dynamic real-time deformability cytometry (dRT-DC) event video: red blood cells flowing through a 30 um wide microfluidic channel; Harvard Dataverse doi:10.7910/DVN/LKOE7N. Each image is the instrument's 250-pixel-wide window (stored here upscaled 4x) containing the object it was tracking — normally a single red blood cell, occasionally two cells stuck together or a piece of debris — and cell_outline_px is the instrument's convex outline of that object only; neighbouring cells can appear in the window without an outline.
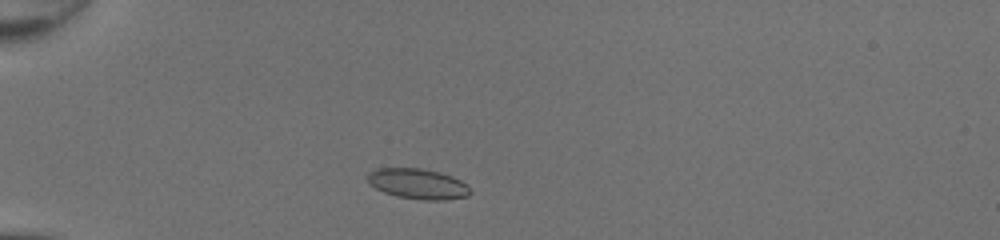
{"species": "common noctule bat (a hibernating species)", "species_latin": "Nyctalus noctula", "temperature_condition": "room temperature", "stored_images_in_passage": 38, "camera_frame_rate_fps": 3000, "um_per_image_px": 0.085, "animal": {"sex": "female", "body_mass_g": 20.0, "forearm_length_mm": 54.0}, "frame": {"image": 1, "passage_image": 4, "time_ms": 1.0, "image_size_px": [1000, 240], "cell_outline_px": [[472, 192], [468, 196], [444, 200], [424, 200], [396, 196], [384, 192], [368, 184], [368, 172], [376, 168], [420, 168], [440, 172], [452, 176], [468, 184]], "centroid_in_image_um": [35.53, 15.62], "position_along_channel_um": 49.5, "area_um2": 18.32}}
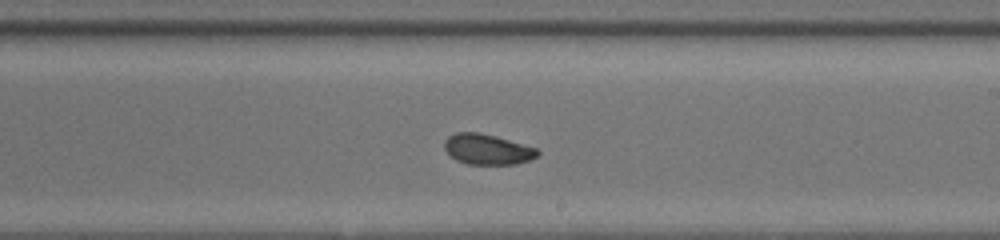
{"frame": {"image": 2, "passage_image": 20, "time_ms": 6.333, "image_size_px": [1000, 240], "cell_outline_px": [[540, 152], [536, 156], [528, 160], [516, 164], [468, 164], [456, 160], [444, 148], [444, 140], [448, 136], [456, 132], [480, 132], [496, 136], [536, 148]], "centroid_in_image_um": [41.4, 12.68], "position_along_channel_um": 247.6, "area_um2": 16.42}}
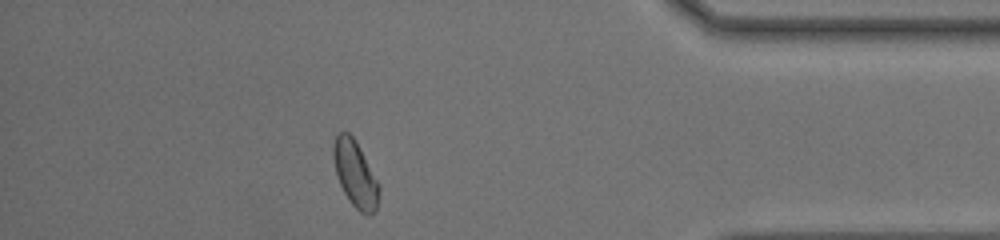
{"frame": {"image": 3, "passage_image": 33, "time_ms": 10.667, "image_size_px": [1000, 240], "cell_outline_px": [[380, 188], [376, 212], [368, 216], [360, 212], [348, 200], [340, 184], [336, 172], [332, 156], [332, 144], [336, 136], [340, 132], [348, 132], [356, 140], [380, 184]], "centroid_in_image_um": [30.21, 14.79], "position_along_channel_um": 405.0, "area_um2": 17.86}, "authors_computed_cell_mechanics": {"area_um2": 17.2822, "velocity_mm_per_s": 4.3028, "shape_relaxation_time_tau1_ms": 3.087, "shape_relaxation_time_tau2_ms": 2.0636, "deformation_change_tau1": 0.1072, "deformation_change_tau2": 0.0594}}